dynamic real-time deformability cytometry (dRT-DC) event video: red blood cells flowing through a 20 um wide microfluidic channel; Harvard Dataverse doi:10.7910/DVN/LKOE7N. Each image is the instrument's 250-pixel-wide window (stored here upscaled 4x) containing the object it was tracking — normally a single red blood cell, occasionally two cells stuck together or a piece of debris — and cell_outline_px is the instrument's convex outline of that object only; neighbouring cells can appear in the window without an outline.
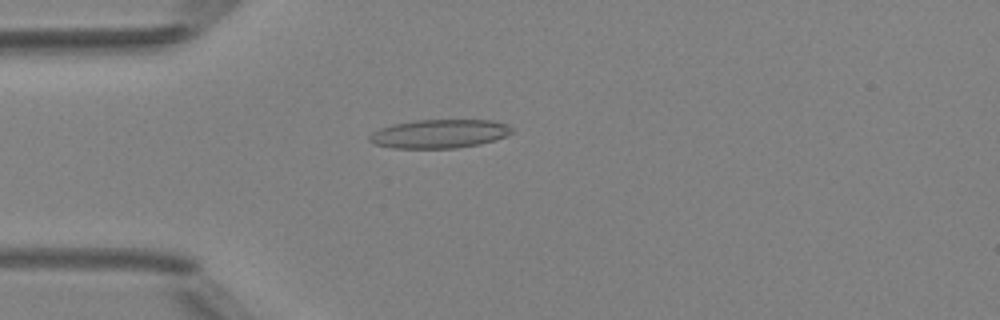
{"species": "Egyptian fruit bat (a non-hibernating species)", "species_latin": "Rousettus aegyptiacus", "temperature_condition": "room temperature", "stored_images_in_passage": 2, "camera_frame_rate_fps": 3000, "um_per_image_px": 0.085, "animal": {"sex": "female"}, "frame": {"image": 1, "passage_image": 2, "time_ms": 1.0, "image_size_px": [1000, 320], "cell_outline_px": [[512, 132], [496, 140], [480, 144], [456, 148], [392, 148], [376, 144], [368, 140], [368, 136], [372, 132], [380, 128], [396, 124], [416, 120], [492, 120], [508, 124], [512, 128]], "centroid_in_image_um": [37.36, 11.37], "position_along_channel_um": 47.6, "area_um2": 23.76}}